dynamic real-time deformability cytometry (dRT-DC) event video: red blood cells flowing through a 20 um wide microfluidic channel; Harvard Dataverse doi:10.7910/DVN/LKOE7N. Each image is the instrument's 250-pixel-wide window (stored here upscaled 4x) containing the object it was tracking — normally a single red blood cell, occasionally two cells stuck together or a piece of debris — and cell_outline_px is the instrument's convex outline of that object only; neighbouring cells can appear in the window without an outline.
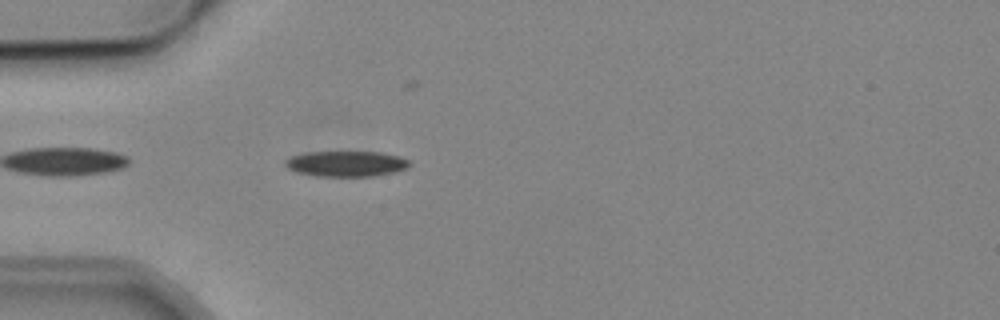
{"species": "common noctule bat (a hibernating species)", "species_latin": "Nyctalus noctula", "temperature_condition": "cold", "stored_images_in_passage": 3, "camera_frame_rate_fps": 3000, "um_per_image_px": 0.085, "animal": {"sex": "male", "body_mass_g": 19.2, "forearm_length_mm": 51.8}, "frame": {"image": 1, "passage_image": 3, "time_ms": 2.333, "image_size_px": [1000, 320], "cell_outline_px": [[412, 164], [396, 172], [372, 176], [320, 176], [296, 172], [288, 168], [284, 164], [284, 160], [292, 156], [304, 152], [380, 152], [400, 156], [408, 160]], "centroid_in_image_um": [29.42, 13.91], "position_along_channel_um": 55.6, "area_um2": 18.5}}